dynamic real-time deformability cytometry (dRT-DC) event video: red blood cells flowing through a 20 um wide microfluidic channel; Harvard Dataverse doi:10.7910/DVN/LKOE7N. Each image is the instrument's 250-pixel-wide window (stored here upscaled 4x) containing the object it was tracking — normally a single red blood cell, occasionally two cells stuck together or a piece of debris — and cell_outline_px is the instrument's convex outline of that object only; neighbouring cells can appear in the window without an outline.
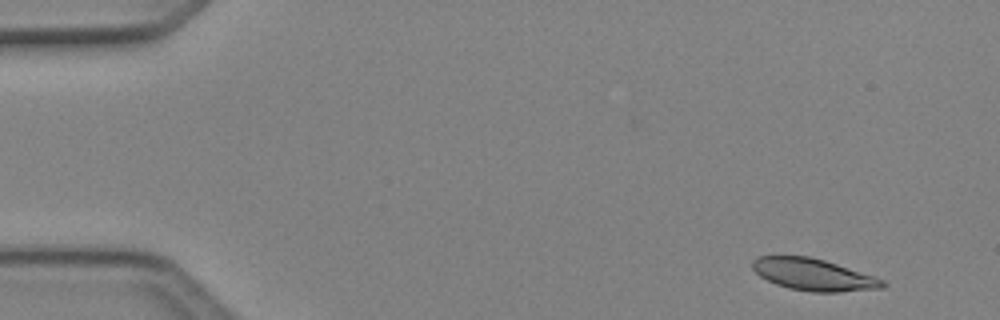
{"species": "Egyptian fruit bat (a non-hibernating species)", "species_latin": "Rousettus aegyptiacus", "temperature_condition": "cold", "stored_images_in_passage": 4, "camera_frame_rate_fps": 3000, "um_per_image_px": 0.085, "animal": {"sex": "female"}, "frame": {"image": 1, "passage_image": 1, "time_ms": 0.0, "image_size_px": [1000, 320], "cell_outline_px": [[888, 284], [884, 288], [840, 292], [812, 292], [788, 288], [776, 284], [760, 276], [752, 268], [752, 260], [756, 256], [808, 256], [824, 260], [876, 276], [884, 280]], "centroid_in_image_um": [69.18, 23.34], "position_along_channel_um": 15.8, "area_um2": 24.33}}